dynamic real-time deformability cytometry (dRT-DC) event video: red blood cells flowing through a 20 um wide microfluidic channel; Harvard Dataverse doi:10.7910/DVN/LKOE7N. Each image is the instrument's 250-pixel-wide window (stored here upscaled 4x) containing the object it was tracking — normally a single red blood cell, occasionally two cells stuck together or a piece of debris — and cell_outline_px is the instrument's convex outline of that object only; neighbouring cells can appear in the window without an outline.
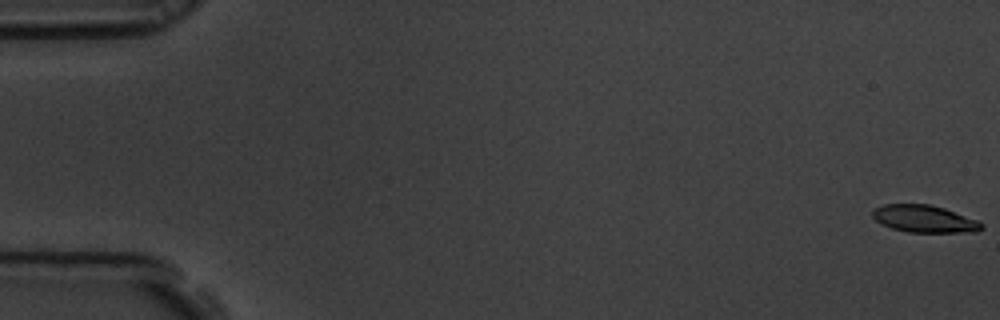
{"species": "common noctule bat (a hibernating species)", "species_latin": "Nyctalus noctula", "temperature_condition": "room temperature", "stored_images_in_passage": 60, "camera_frame_rate_fps": 3000, "um_per_image_px": 0.085, "animal": {"sex": "male", "body_mass_g": 19.5, "forearm_length_mm": 54.6}, "frame": {"image": 1, "passage_image": 1, "time_ms": 0.0, "image_size_px": [1000, 320], "cell_outline_px": [[984, 228], [976, 232], [908, 232], [892, 228], [880, 224], [872, 216], [872, 212], [876, 208], [884, 204], [928, 204], [944, 208], [976, 220], [984, 224]], "centroid_in_image_um": [78.57, 18.61], "position_along_channel_um": 6.4, "area_um2": 17.22}}
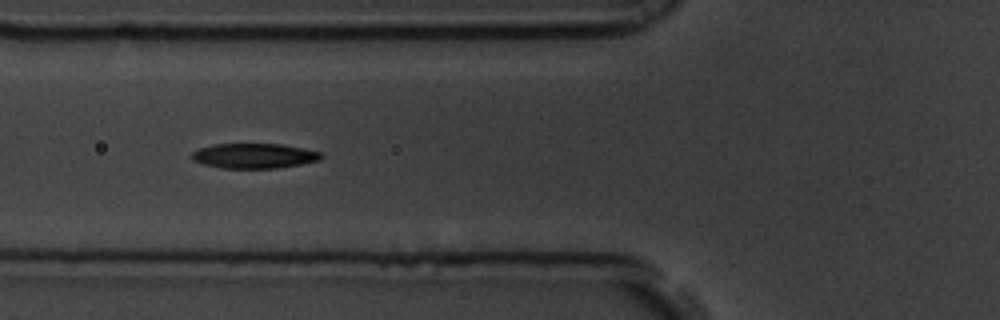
{"frame": {"image": 2, "passage_image": 23, "time_ms": 7.333, "image_size_px": [1000, 320], "cell_outline_px": [[324, 156], [320, 160], [300, 164], [276, 168], [220, 168], [204, 164], [192, 160], [192, 152], [200, 148], [216, 144], [284, 144], [304, 148], [320, 152]], "centroid_in_image_um": [21.62, 13.24], "position_along_channel_um": 104.2, "area_um2": 18.79}}
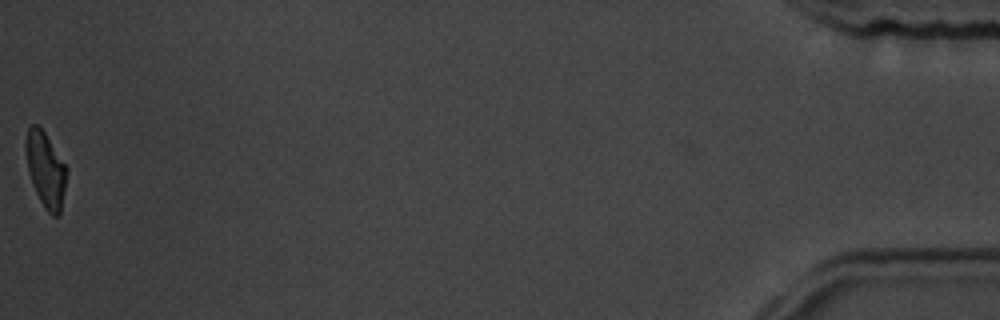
{"frame": {"image": 3, "passage_image": 60, "time_ms": 19.667, "image_size_px": [1000, 320], "cell_outline_px": [[68, 172], [60, 212], [56, 216], [52, 216], [44, 208], [32, 184], [28, 168], [24, 148], [24, 144], [28, 128], [32, 124], [36, 124], [44, 132], [68, 168]], "centroid_in_image_um": [3.87, 14.41], "position_along_channel_um": 431.3, "area_um2": 17.86}, "authors_computed_cell_mechanics": {"area_um2": 18.8139, "velocity_mm_per_s": 3.4602, "shape_relaxation_time_tau1_ms": 3.6394, "shape_relaxation_time_tau2_ms": 5.2057, "deformation_change_tau1": 0.1418, "deformation_change_tau2": 0.1282}}